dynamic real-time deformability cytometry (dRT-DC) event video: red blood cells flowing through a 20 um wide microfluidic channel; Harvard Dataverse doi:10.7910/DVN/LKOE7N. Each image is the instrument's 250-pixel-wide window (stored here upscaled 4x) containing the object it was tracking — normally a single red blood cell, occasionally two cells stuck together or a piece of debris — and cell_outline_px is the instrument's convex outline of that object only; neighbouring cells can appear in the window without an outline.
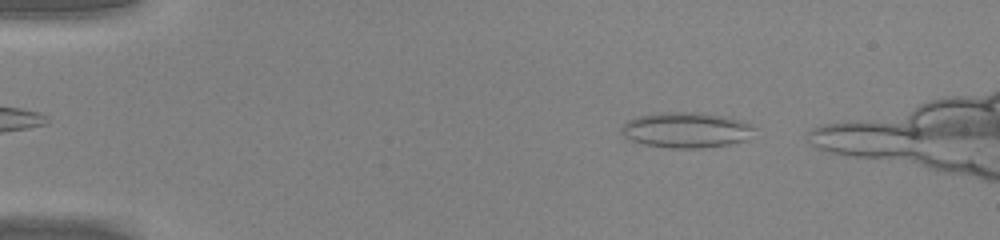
{"species": "common noctule bat (a hibernating species)", "species_latin": "Nyctalus noctula", "temperature_condition": "warm", "stored_images_in_passage": 39, "camera_frame_rate_fps": 3000, "um_per_image_px": 0.085, "animal": {"sex": "male", "body_mass_g": 20.0, "forearm_length_mm": 53.3}, "frame": {"image": 1, "passage_image": 4, "time_ms": 1.0, "image_size_px": [1000, 240], "cell_outline_px": [[756, 128], [744, 140], [728, 144], [700, 148], [672, 148], [644, 144], [632, 140], [624, 136], [620, 132], [620, 128], [628, 120], [640, 116], [656, 112], [700, 112], [724, 116], [740, 120], [752, 124]], "centroid_in_image_um": [58.31, 11.04], "position_along_channel_um": 26.7, "area_um2": 27.4}}
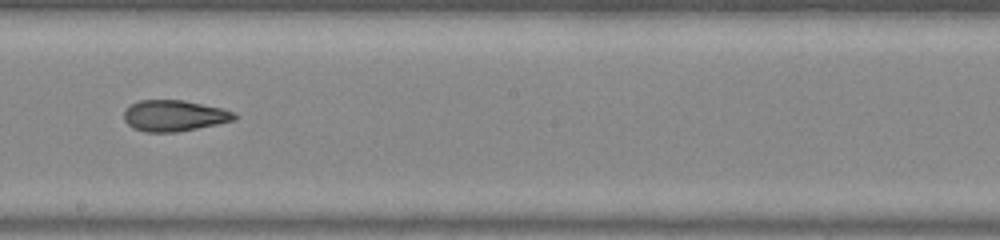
{"frame": {"image": 2, "passage_image": 24, "time_ms": 7.667, "image_size_px": [1000, 240], "cell_outline_px": [[240, 116], [236, 120], [176, 132], [144, 132], [132, 128], [124, 120], [124, 112], [132, 104], [140, 100], [184, 100], [220, 108], [236, 112]], "centroid_in_image_um": [14.83, 9.84], "position_along_channel_um": 233.4, "area_um2": 20.0}}
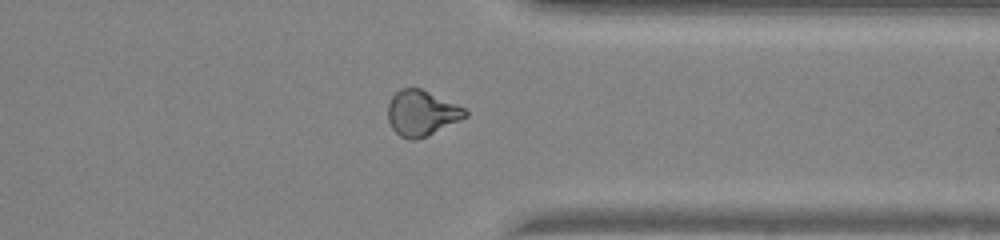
{"frame": {"image": 3, "passage_image": 34, "time_ms": 11.0, "image_size_px": [1000, 240], "cell_outline_px": [[468, 116], [416, 140], [408, 140], [400, 136], [392, 128], [388, 120], [388, 104], [392, 96], [400, 88], [420, 88], [456, 104], [464, 108], [468, 112]], "centroid_in_image_um": [35.8, 9.61], "position_along_channel_um": 375.6, "area_um2": 20.17}}